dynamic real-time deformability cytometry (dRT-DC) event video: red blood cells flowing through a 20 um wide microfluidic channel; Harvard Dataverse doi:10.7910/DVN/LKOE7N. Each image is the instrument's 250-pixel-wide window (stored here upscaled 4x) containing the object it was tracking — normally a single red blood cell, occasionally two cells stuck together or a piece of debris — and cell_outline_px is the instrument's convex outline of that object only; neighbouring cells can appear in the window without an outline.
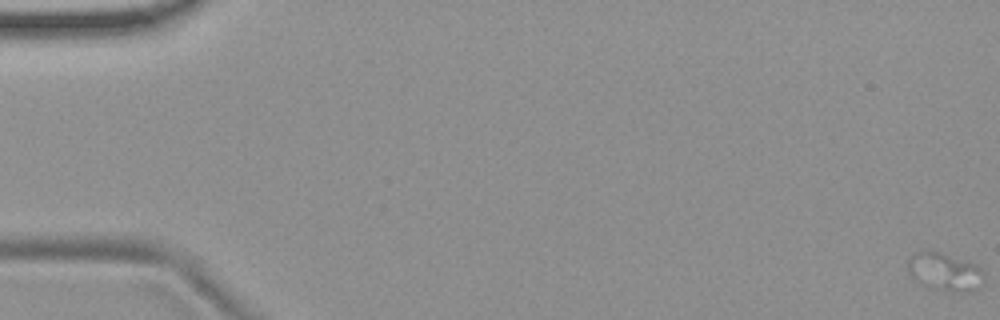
{"species": "common noctule bat (a hibernating species)", "species_latin": "Nyctalus noctula", "temperature_condition": "room temperature", "stored_images_in_passage": 49, "camera_frame_rate_fps": 3000, "um_per_image_px": 0.085, "animal": {"sex": "female", "body_mass_g": 19.9}, "frame": {"image": 1, "passage_image": 1, "time_ms": 0.0, "image_size_px": [1000, 320], "cell_outline_px": [[984, 280], [980, 284], [972, 288], [960, 292], [936, 288], [912, 280], [908, 272], [908, 260], [920, 248], [928, 248], [944, 252], [968, 260], [980, 268], [984, 272]], "centroid_in_image_um": [80.24, 23.01], "position_along_channel_um": 4.8, "area_um2": 16.99}}